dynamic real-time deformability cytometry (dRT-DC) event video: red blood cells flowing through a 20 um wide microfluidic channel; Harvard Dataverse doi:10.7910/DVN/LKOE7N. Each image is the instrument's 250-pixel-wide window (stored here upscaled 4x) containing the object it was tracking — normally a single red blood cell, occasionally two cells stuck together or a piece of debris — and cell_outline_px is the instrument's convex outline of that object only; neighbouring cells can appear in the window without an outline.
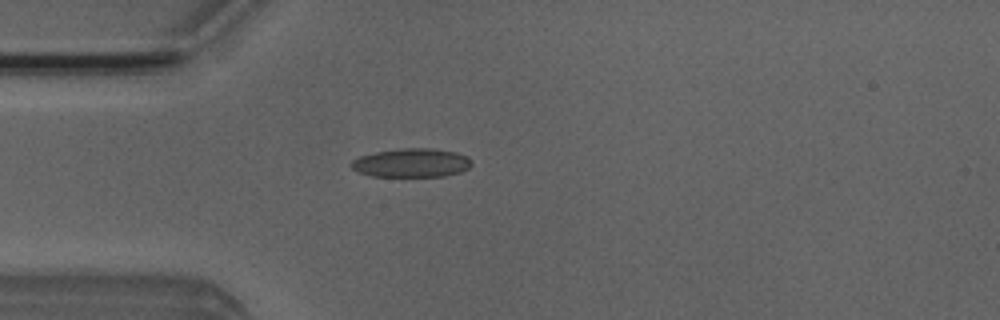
{"species": "Egyptian fruit bat (a non-hibernating species)", "species_latin": "Rousettus aegyptiacus", "temperature_condition": "room temperature", "stored_images_in_passage": 4, "camera_frame_rate_fps": 3000, "um_per_image_px": 0.085, "animal": {"sex": "male"}, "frame": {"image": 1, "passage_image": 4, "time_ms": 1.0, "image_size_px": [1000, 320], "cell_outline_px": [[472, 164], [468, 168], [460, 172], [444, 176], [372, 176], [356, 172], [352, 168], [352, 160], [360, 156], [376, 152], [404, 148], [432, 148], [456, 152], [468, 156]], "centroid_in_image_um": [34.99, 13.84], "position_along_channel_um": 50.0, "area_um2": 20.11}}